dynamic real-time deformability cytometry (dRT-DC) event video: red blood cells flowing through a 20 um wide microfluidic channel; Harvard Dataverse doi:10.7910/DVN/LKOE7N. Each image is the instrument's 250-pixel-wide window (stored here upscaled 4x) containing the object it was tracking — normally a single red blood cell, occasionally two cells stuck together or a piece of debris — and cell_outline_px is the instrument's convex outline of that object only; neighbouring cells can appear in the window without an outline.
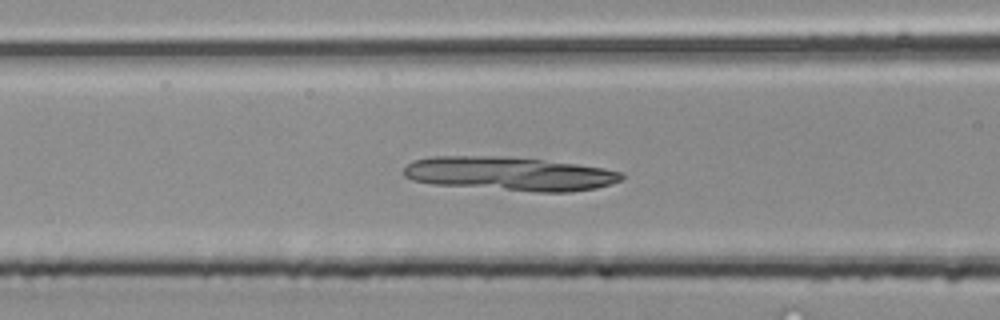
{"species": "common noctule bat (a hibernating species)", "species_latin": "Nyctalus noctula", "temperature_condition": "room temperature", "stored_images_in_passage": 45, "camera_frame_rate_fps": 3000, "um_per_image_px": 0.085, "animal": {"sex": "male", "body_mass_g": 20.4}, "frame": {"image": 1, "passage_image": 18, "time_ms": 5.667, "image_size_px": [1000, 320], "cell_outline_px": [[624, 176], [620, 180], [612, 184], [596, 188], [568, 192], [540, 192], [432, 184], [412, 180], [404, 176], [404, 168], [412, 160], [432, 156], [504, 156], [544, 160], [576, 164], [604, 168], [624, 172]], "centroid_in_image_um": [43.31, 14.76], "position_along_channel_um": 123.3, "area_um2": 43.0}}
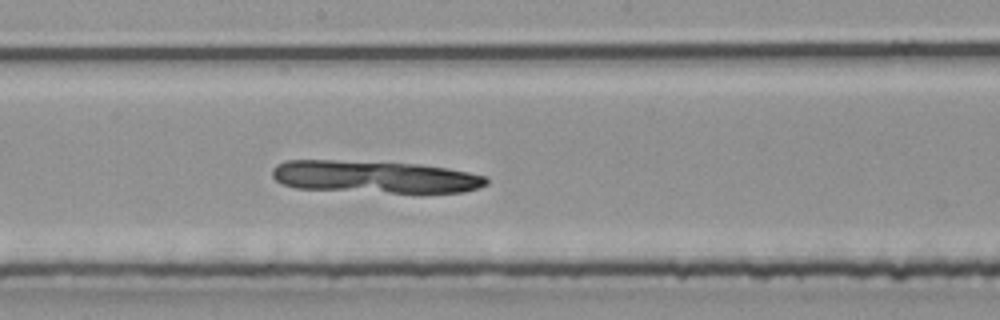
{"frame": {"image": 2, "passage_image": 24, "time_ms": 7.667, "image_size_px": [1000, 320], "cell_outline_px": [[488, 184], [480, 188], [464, 192], [420, 196], [296, 188], [280, 184], [272, 176], [272, 168], [276, 164], [284, 160], [336, 160], [420, 164], [448, 168], [468, 172], [484, 176], [488, 180]], "centroid_in_image_um": [31.92, 15.08], "position_along_channel_um": 216.3, "area_um2": 42.31}}
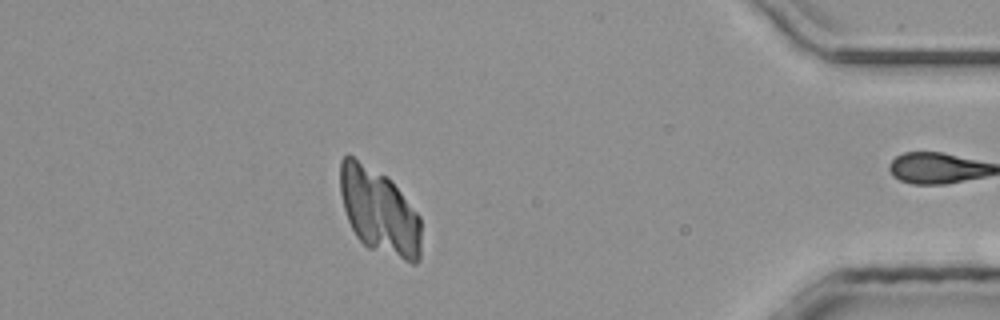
{"frame": {"image": 3, "passage_image": 39, "time_ms": 12.667, "image_size_px": [1000, 320], "cell_outline_px": [[420, 260], [416, 264], [412, 264], [368, 248], [356, 236], [348, 220], [344, 208], [340, 192], [340, 160], [348, 152], [388, 176], [392, 180], [420, 216]], "centroid_in_image_um": [32.23, 17.93], "position_along_channel_um": 403.0, "area_um2": 41.1}}